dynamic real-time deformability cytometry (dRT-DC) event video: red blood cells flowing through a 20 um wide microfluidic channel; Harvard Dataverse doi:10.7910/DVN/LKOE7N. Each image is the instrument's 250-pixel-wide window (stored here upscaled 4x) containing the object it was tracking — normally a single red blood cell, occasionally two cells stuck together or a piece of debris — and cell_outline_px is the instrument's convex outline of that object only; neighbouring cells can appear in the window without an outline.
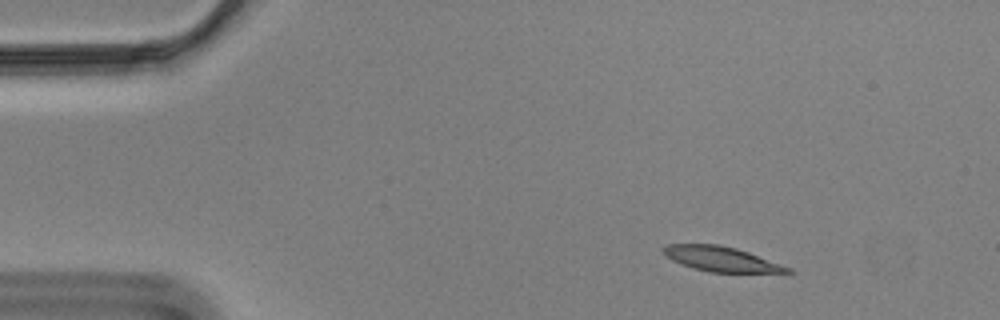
{"species": "Egyptian fruit bat (a non-hibernating species)", "species_latin": "Rousettus aegyptiacus", "temperature_condition": "cold", "stored_images_in_passage": 42, "camera_frame_rate_fps": 3000, "um_per_image_px": 0.085, "animal": {"sex": "male"}, "frame": {"image": 1, "passage_image": 1, "time_ms": 0.0, "image_size_px": [1000, 320], "cell_outline_px": [[796, 272], [708, 272], [692, 268], [672, 260], [660, 252], [660, 248], [668, 244], [720, 244], [736, 248], [748, 252], [792, 268]], "centroid_in_image_um": [61.25, 22.0], "position_along_channel_um": 23.8, "area_um2": 18.03}}
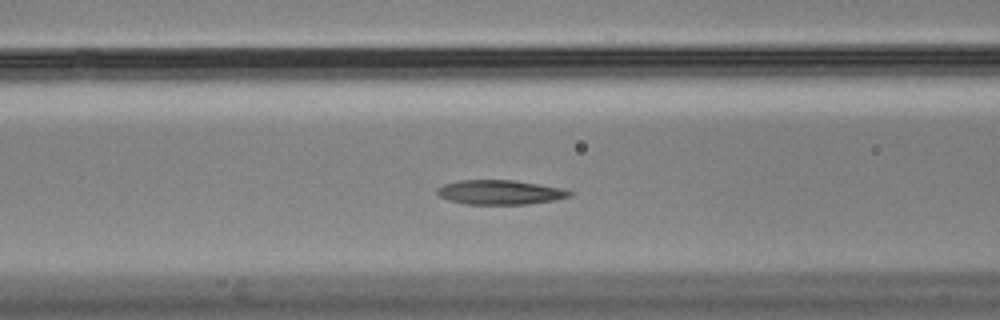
{"frame": {"image": 2, "passage_image": 16, "time_ms": 5.0, "image_size_px": [1000, 320], "cell_outline_px": [[572, 196], [556, 200], [528, 204], [464, 204], [448, 200], [440, 196], [436, 192], [436, 188], [444, 184], [460, 180], [512, 180], [564, 188], [572, 192]], "centroid_in_image_um": [42.51, 16.34], "position_along_channel_um": 124.1, "area_um2": 18.96}}
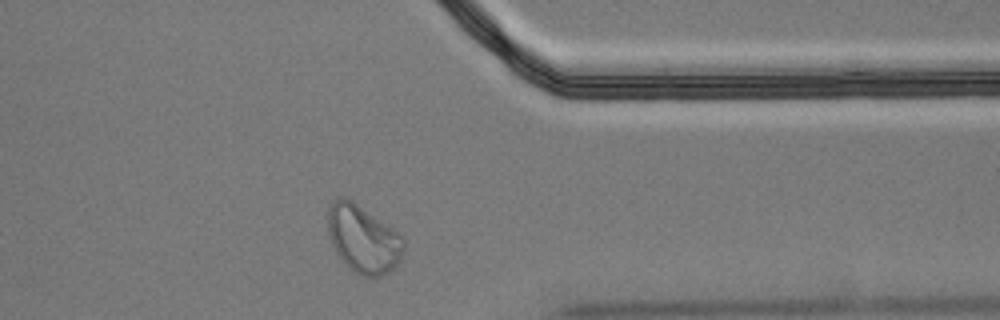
{"frame": {"image": 3, "passage_image": 39, "time_ms": 12.667, "image_size_px": [1000, 320], "cell_outline_px": [[404, 252], [400, 260], [388, 272], [380, 276], [364, 276], [348, 268], [344, 264], [336, 252], [332, 244], [328, 232], [328, 208], [332, 200], [340, 196], [344, 196], [352, 200], [400, 232], [404, 236]], "centroid_in_image_um": [30.88, 20.28], "position_along_channel_um": 380.5, "area_um2": 30.17}, "authors_computed_cell_mechanics": {"area_um2": 19.0451, "velocity_mm_per_s": 3.4519, "shape_relaxation_time_tau1_ms": null, "shape_relaxation_time_tau2_ms": 1.7185, "deformation_change_tau1": null, "deformation_change_tau2": 0.0701}}